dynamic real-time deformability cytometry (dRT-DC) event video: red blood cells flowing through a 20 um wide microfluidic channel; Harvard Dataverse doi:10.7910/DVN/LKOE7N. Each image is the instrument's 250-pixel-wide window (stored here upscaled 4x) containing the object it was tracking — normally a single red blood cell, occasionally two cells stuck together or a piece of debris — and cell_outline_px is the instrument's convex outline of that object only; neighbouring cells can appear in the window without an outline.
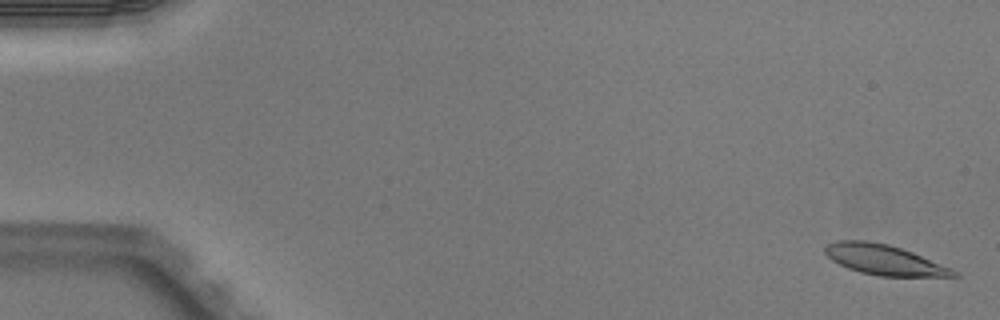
{"species": "Egyptian fruit bat (a non-hibernating species)", "species_latin": "Rousettus aegyptiacus", "temperature_condition": "warm", "stored_images_in_passage": 6, "segment_of_instrument_passage": [2, 2], "camera_frame_rate_fps": 3000, "um_per_image_px": 0.085, "animal": {"sex": "male"}, "frame": {"image": 1, "passage_image": 6, "time_ms": 1.667, "image_size_px": [1000, 320], "cell_outline_px": [[960, 276], [880, 276], [860, 272], [848, 268], [832, 260], [824, 252], [824, 248], [828, 244], [836, 240], [868, 240], [888, 244], [912, 252], [952, 268], [960, 272]], "centroid_in_image_um": [75.16, 22.08], "position_along_channel_um": 9.8, "area_um2": 22.54}}